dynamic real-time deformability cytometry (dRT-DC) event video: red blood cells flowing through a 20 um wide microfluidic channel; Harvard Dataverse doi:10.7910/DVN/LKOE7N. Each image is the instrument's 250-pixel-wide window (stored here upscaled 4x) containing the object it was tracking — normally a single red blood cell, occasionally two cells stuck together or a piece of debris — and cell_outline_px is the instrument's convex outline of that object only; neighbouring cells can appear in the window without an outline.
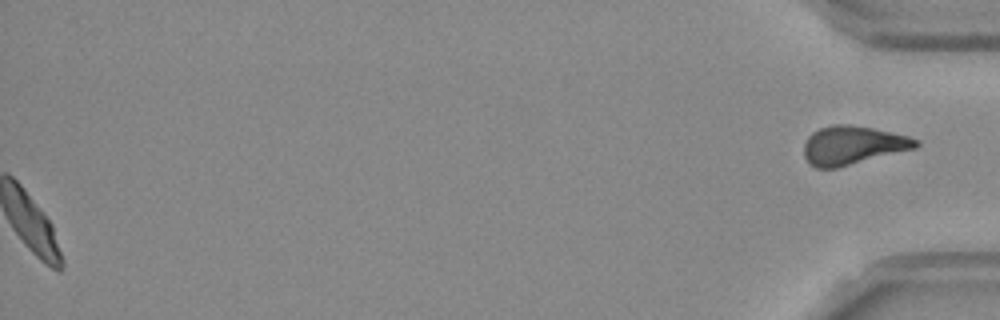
{"species": "Egyptian fruit bat (a non-hibernating species)", "species_latin": "Rousettus aegyptiacus", "temperature_condition": "room temperature", "stored_images_in_passage": 53, "segment_of_instrument_passage": [2, 2], "camera_frame_rate_fps": 3000, "um_per_image_px": 0.085, "frame": {"image": 1, "passage_image": 53, "time_ms": 17.333, "image_size_px": [1000, 320], "cell_outline_px": [[920, 144], [916, 148], [836, 168], [816, 168], [804, 156], [804, 144], [808, 136], [812, 132], [820, 128], [836, 124], [848, 124], [872, 128], [908, 136], [920, 140]], "centroid_in_image_um": [72.49, 12.34], "position_along_channel_um": 362.7, "area_um2": 24.97}}